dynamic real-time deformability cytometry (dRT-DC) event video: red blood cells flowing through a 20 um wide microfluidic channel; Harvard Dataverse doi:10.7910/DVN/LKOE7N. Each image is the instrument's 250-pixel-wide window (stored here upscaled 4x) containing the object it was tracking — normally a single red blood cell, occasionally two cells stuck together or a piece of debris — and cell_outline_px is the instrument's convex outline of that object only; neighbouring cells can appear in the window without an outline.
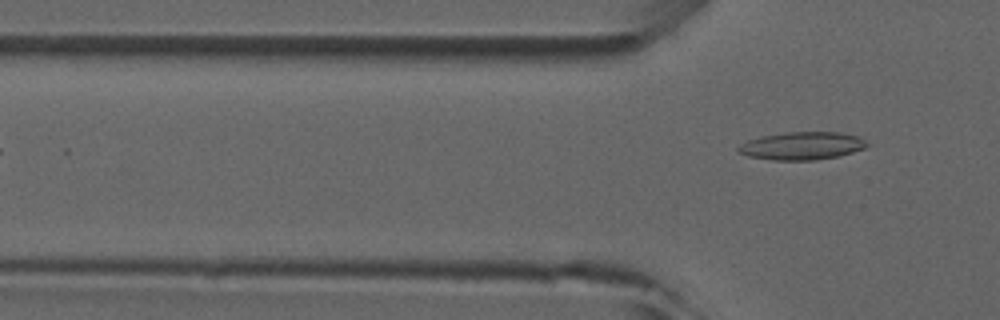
{"species": "common noctule bat (a hibernating species)", "species_latin": "Nyctalus noctula", "temperature_condition": "room temperature", "stored_images_in_passage": 6, "camera_frame_rate_fps": 3000, "um_per_image_px": 0.085, "animal": {"sex": "male", "forearm_length_mm": 52.5}, "frame": {"image": 1, "passage_image": 6, "time_ms": 5.667, "image_size_px": [1000, 320], "cell_outline_px": [[868, 144], [864, 148], [840, 156], [816, 160], [772, 160], [748, 156], [736, 152], [736, 148], [740, 144], [748, 140], [760, 136], [788, 132], [840, 132], [860, 136]], "centroid_in_image_um": [68.14, 12.39], "position_along_channel_um": 57.7, "area_um2": 21.04}}